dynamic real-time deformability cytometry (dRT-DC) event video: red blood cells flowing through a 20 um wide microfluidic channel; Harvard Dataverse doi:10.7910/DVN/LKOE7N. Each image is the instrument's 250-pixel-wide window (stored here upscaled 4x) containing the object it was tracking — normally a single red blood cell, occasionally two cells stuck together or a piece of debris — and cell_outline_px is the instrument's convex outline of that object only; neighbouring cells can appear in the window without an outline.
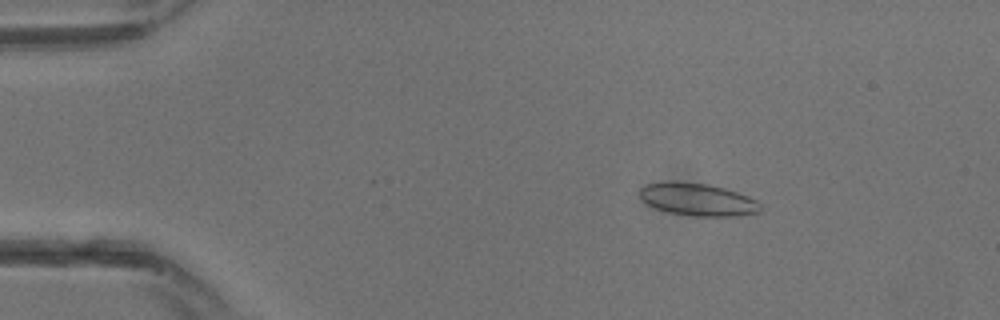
{"species": "common noctule bat (a hibernating species)", "species_latin": "Nyctalus noctula", "temperature_condition": "warm", "stored_images_in_passage": 30, "camera_frame_rate_fps": 3000, "um_per_image_px": 0.085, "animal": {"sex": "male", "body_mass_g": 13.3}, "frame": {"image": 1, "passage_image": 5, "time_ms": 1.333, "image_size_px": [1000, 320], "cell_outline_px": [[760, 212], [736, 216], [692, 216], [668, 212], [656, 208], [648, 204], [640, 196], [640, 188], [644, 184], [664, 180], [672, 180], [708, 184], [724, 188], [748, 196], [756, 200], [760, 204]], "centroid_in_image_um": [59.27, 16.94], "position_along_channel_um": 25.7, "area_um2": 23.06}}
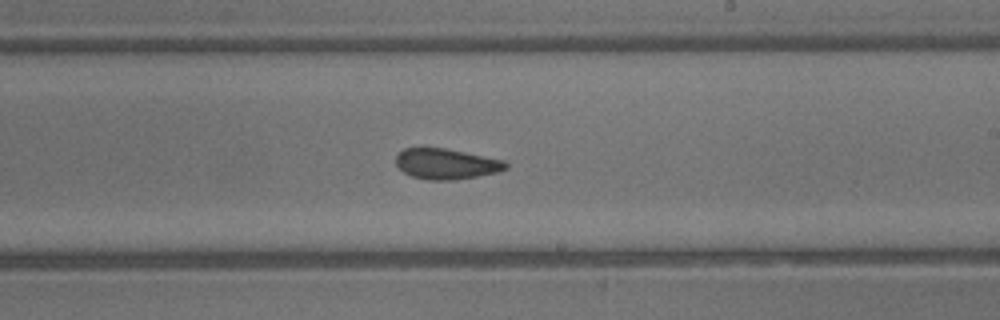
{"frame": {"image": 2, "passage_image": 18, "time_ms": 5.667, "image_size_px": [1000, 320], "cell_outline_px": [[508, 168], [496, 172], [476, 176], [452, 180], [428, 180], [412, 176], [404, 172], [396, 164], [396, 156], [404, 148], [448, 148], [504, 160], [508, 164]], "centroid_in_image_um": [37.94, 13.92], "position_along_channel_um": 251.1, "area_um2": 19.48}}
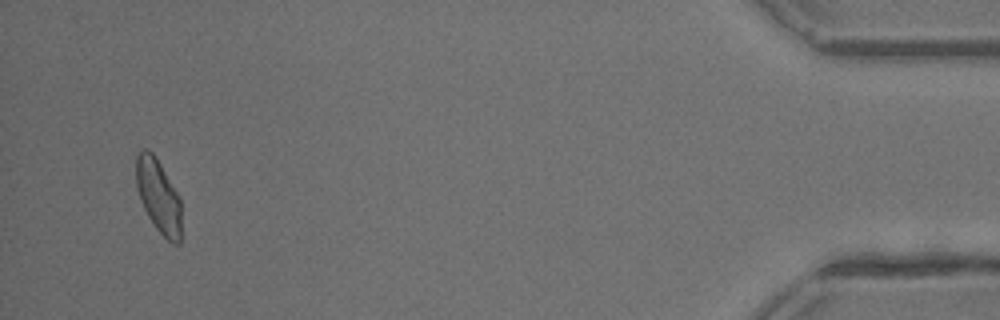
{"frame": {"image": 3, "passage_image": 29, "time_ms": 9.333, "image_size_px": [1000, 320], "cell_outline_px": [[180, 244], [172, 244], [156, 228], [148, 216], [140, 200], [136, 188], [136, 156], [140, 148], [148, 148], [156, 156], [180, 196]], "centroid_in_image_um": [13.45, 16.61], "position_along_channel_um": 421.7, "area_um2": 19.59}}